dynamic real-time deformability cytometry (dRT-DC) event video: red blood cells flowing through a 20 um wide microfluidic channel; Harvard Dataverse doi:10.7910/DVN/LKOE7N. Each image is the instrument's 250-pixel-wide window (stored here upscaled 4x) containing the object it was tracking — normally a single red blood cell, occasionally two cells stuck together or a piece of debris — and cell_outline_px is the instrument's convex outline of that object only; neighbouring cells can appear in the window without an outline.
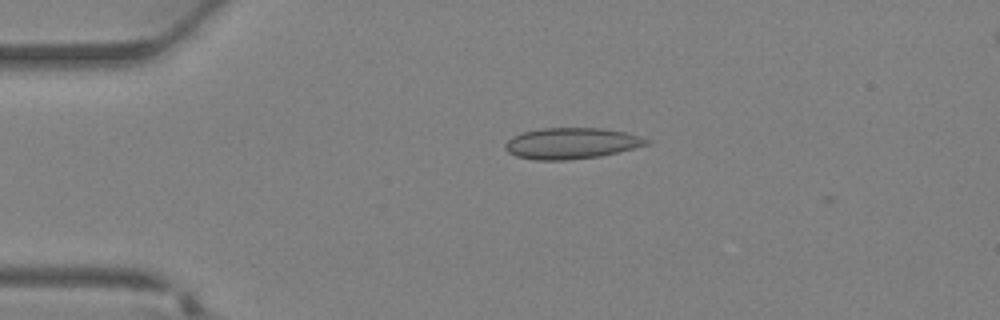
{"species": "Egyptian fruit bat (a non-hibernating species)", "species_latin": "Rousettus aegyptiacus", "temperature_condition": "warm", "stored_images_in_passage": 2, "camera_frame_rate_fps": 3000, "um_per_image_px": 0.085, "animal": {"sex": "female"}, "frame": {"image": 1, "passage_image": 1, "time_ms": 0.0, "image_size_px": [1000, 320], "cell_outline_px": [[652, 140], [648, 144], [600, 156], [568, 160], [536, 160], [516, 156], [508, 152], [504, 148], [504, 144], [512, 136], [520, 132], [540, 128], [604, 128], [628, 132]], "centroid_in_image_um": [48.55, 12.17], "position_along_channel_um": 36.5, "area_um2": 25.78}}